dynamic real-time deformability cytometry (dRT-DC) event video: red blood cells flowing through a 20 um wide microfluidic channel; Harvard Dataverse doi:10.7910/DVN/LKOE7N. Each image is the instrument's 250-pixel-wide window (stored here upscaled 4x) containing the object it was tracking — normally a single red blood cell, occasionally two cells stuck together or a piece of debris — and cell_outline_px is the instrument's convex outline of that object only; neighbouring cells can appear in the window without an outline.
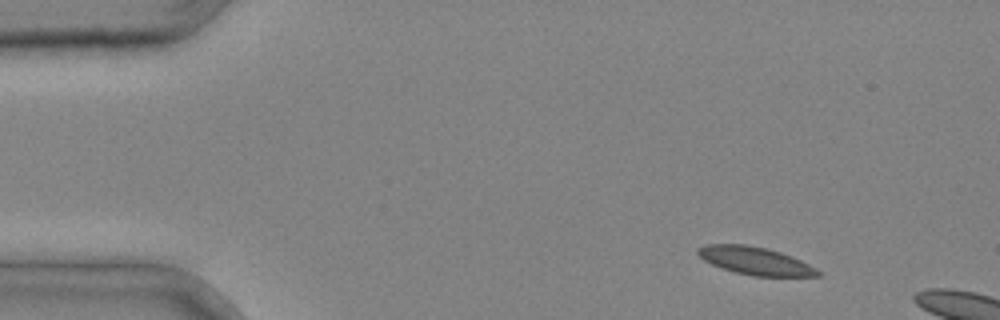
{"species": "common noctule bat (a hibernating species)", "species_latin": "Nyctalus noctula", "temperature_condition": "cold", "stored_images_in_passage": 4, "camera_frame_rate_fps": 3000, "um_per_image_px": 0.085, "animal": {"sex": "male", "body_mass_g": 20.4}, "frame": {"image": 1, "passage_image": 1, "time_ms": 0.0, "image_size_px": [1000, 320], "cell_outline_px": [[824, 276], [752, 276], [720, 268], [704, 260], [696, 252], [696, 248], [704, 244], [744, 244], [768, 248], [792, 256], [824, 272]], "centroid_in_image_um": [64.21, 22.17], "position_along_channel_um": 20.8, "area_um2": 19.65}}